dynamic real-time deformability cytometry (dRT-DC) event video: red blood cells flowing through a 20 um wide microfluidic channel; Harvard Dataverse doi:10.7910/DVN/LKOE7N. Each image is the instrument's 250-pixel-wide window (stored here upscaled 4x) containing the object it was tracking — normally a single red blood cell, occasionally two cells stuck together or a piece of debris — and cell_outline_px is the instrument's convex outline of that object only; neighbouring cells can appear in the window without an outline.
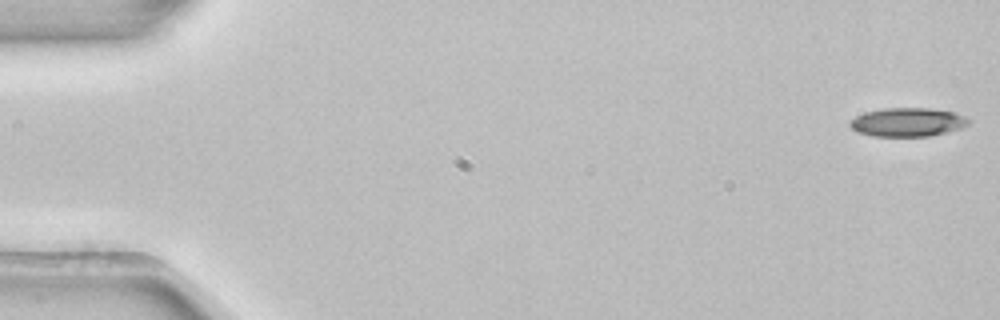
{"species": "common noctule bat (a hibernating species)", "species_latin": "Nyctalus noctula", "temperature_condition": "room temperature", "stored_images_in_passage": 5, "camera_frame_rate_fps": 3000, "um_per_image_px": 0.085, "animal": {"sex": "female", "body_mass_g": 22.7, "forearm_length_mm": 54.2}, "frame": {"image": 1, "passage_image": 1, "time_ms": 0.0, "image_size_px": [1000, 320], "cell_outline_px": [[972, 120], [968, 124], [960, 128], [928, 136], [872, 136], [856, 132], [848, 124], [848, 120], [864, 112], [884, 108], [928, 108], [956, 112]], "centroid_in_image_um": [77.11, 10.37], "position_along_channel_um": 7.9, "area_um2": 19.94}}
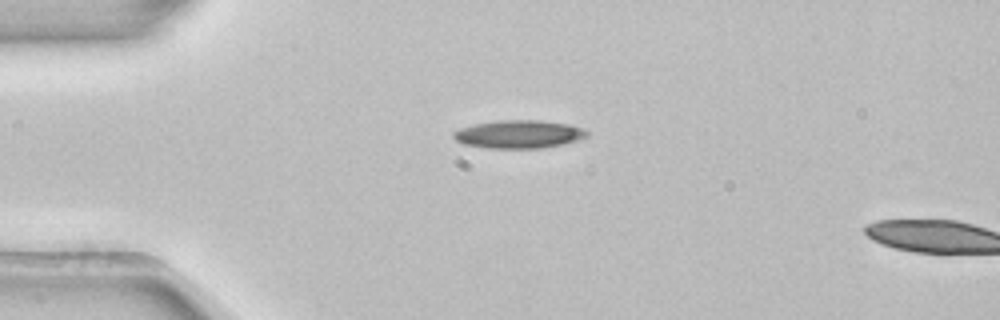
{"frame": {"image": 2, "passage_image": 4, "time_ms": 1.0, "image_size_px": [1000, 320], "cell_outline_px": [[588, 136], [576, 140], [560, 144], [540, 148], [488, 148], [464, 144], [456, 140], [452, 136], [452, 132], [460, 128], [476, 124], [500, 120], [540, 120], [568, 124], [584, 128], [588, 132]], "centroid_in_image_um": [44.09, 11.4], "position_along_channel_um": 40.9, "area_um2": 21.68}}